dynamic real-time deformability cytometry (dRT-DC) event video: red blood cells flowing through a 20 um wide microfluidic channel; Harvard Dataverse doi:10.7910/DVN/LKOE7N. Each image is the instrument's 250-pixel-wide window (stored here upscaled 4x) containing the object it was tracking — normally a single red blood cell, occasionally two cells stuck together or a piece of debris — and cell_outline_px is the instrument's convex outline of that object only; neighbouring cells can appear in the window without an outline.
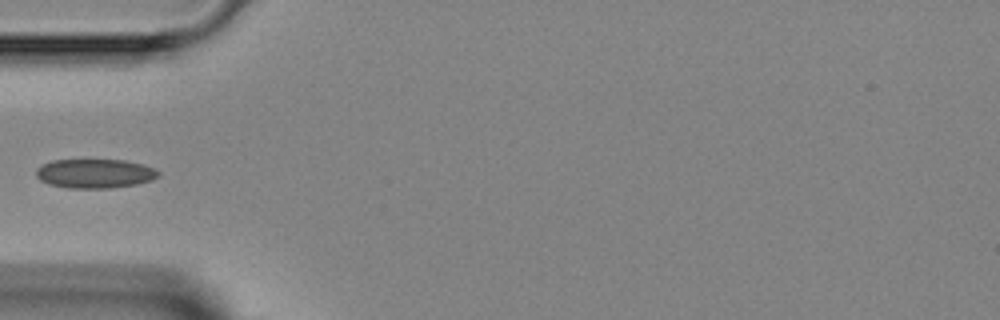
{"species": "Egyptian fruit bat (a non-hibernating species)", "species_latin": "Rousettus aegyptiacus", "temperature_condition": "room temperature", "stored_images_in_passage": 2, "camera_frame_rate_fps": 3000, "um_per_image_px": 0.085, "animal": {"sex": "female"}, "frame": {"image": 1, "passage_image": 2, "time_ms": 1.0, "image_size_px": [1000, 320], "cell_outline_px": [[160, 176], [152, 180], [136, 184], [108, 188], [68, 188], [48, 184], [40, 180], [36, 176], [36, 168], [52, 160], [124, 160], [140, 164], [152, 168], [160, 172]], "centroid_in_image_um": [8.04, 14.75], "position_along_channel_um": 77.0, "area_um2": 20.69}}